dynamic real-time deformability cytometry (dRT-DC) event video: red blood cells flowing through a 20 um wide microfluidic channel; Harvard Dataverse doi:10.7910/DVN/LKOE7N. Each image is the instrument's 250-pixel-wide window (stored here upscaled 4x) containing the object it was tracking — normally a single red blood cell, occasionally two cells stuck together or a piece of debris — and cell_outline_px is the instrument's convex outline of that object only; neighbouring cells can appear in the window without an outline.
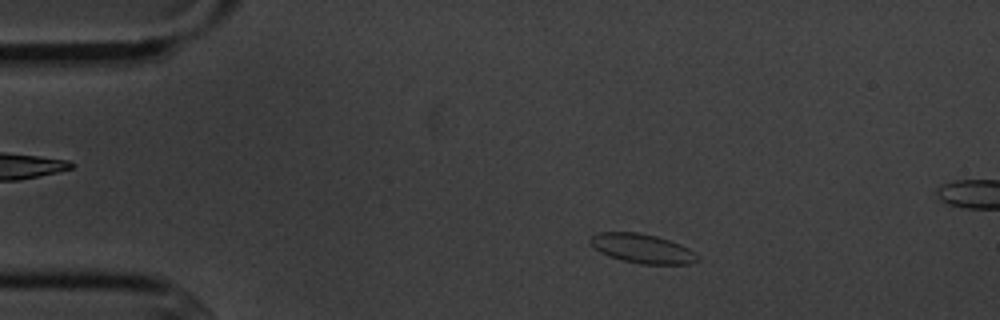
{"species": "common noctule bat (a hibernating species)", "species_latin": "Nyctalus noctula", "temperature_condition": "cold", "stored_images_in_passage": 4, "camera_frame_rate_fps": 3000, "um_per_image_px": 0.085, "animal": {"sex": "male", "body_mass_g": 20.1, "forearm_length_mm": 53.5}, "frame": {"image": 1, "passage_image": 2, "time_ms": 1.333, "image_size_px": [1000, 320], "cell_outline_px": [[700, 260], [688, 264], [640, 264], [608, 256], [600, 252], [588, 240], [596, 232], [640, 232], [656, 236], [680, 244], [688, 248], [700, 256]], "centroid_in_image_um": [54.61, 21.12], "position_along_channel_um": 30.4, "area_um2": 18.26}}